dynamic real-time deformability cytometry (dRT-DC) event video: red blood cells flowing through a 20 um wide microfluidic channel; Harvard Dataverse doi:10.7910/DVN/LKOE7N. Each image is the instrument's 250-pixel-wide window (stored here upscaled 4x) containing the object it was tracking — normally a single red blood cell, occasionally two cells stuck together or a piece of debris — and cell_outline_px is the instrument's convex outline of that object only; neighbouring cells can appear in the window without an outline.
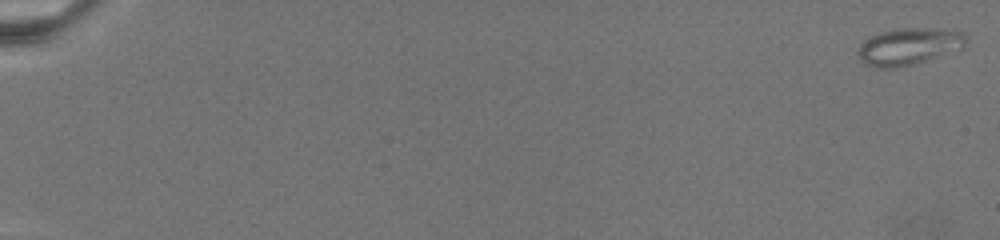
{"species": "common noctule bat (a hibernating species)", "species_latin": "Nyctalus noctula", "temperature_condition": "warm", "stored_images_in_passage": 25, "camera_frame_rate_fps": 3000, "um_per_image_px": 0.085, "animal": {"sex": "female", "body_mass_g": 19.5, "forearm_length_mm": 54.1}, "frame": {"image": 1, "passage_image": 1, "time_ms": 0.0, "image_size_px": [1000, 240], "cell_outline_px": [[968, 40], [960, 48], [928, 60], [916, 64], [892, 68], [876, 68], [864, 64], [860, 60], [856, 52], [856, 48], [864, 40], [880, 32], [896, 28], [956, 28], [964, 32]], "centroid_in_image_um": [77.24, 3.93], "position_along_channel_um": 7.8, "area_um2": 23.76}}
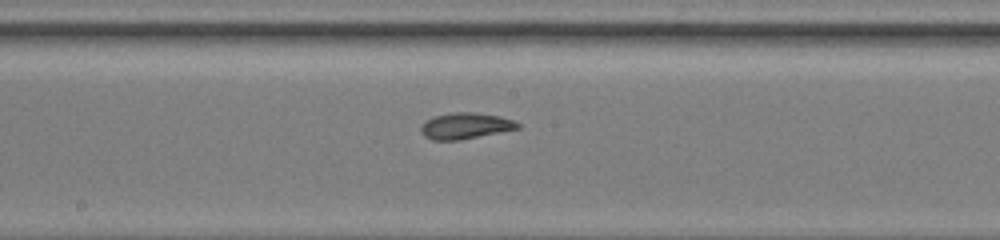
{"frame": {"image": 2, "passage_image": 15, "time_ms": 14.333, "image_size_px": [1000, 240], "cell_outline_px": [[520, 128], [460, 140], [432, 140], [424, 136], [420, 132], [420, 128], [432, 116], [452, 112], [472, 112], [500, 116], [512, 120], [520, 124]], "centroid_in_image_um": [39.54, 10.7], "position_along_channel_um": 208.7, "area_um2": 14.68}}
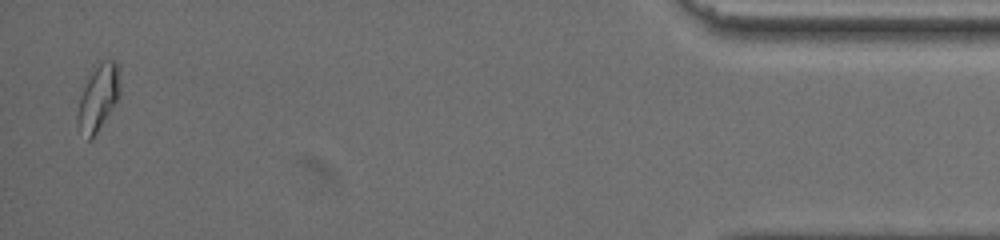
{"frame": {"image": 3, "passage_image": 25, "time_ms": 24.333, "image_size_px": [1000, 240], "cell_outline_px": [[120, 96], [92, 140], [88, 140], [76, 124], [76, 116], [80, 96], [92, 72], [104, 60], [116, 60], [120, 68]], "centroid_in_image_um": [8.37, 8.31], "position_along_channel_um": 426.8, "area_um2": 16.24}}